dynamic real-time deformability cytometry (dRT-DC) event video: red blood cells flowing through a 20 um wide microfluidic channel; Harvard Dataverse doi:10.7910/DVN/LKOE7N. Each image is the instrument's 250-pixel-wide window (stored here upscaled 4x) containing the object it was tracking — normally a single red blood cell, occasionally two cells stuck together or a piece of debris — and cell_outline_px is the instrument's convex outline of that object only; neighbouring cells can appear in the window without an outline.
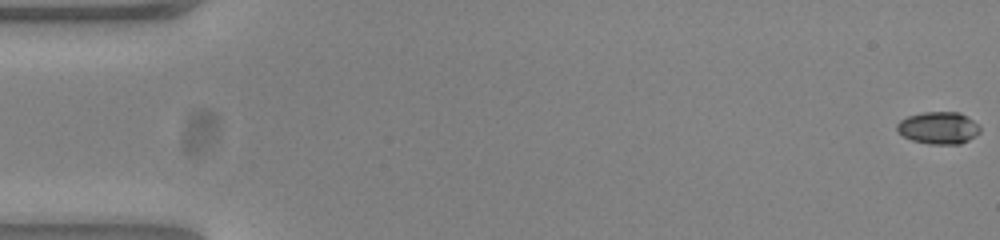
{"species": "common noctule bat (a hibernating species)", "species_latin": "Nyctalus noctula", "temperature_condition": "warm", "stored_images_in_passage": 54, "camera_frame_rate_fps": 3000, "um_per_image_px": 0.085, "animal": {"sex": "female", "body_mass_g": 23.0, "forearm_length_mm": 53.4}, "frame": {"image": 1, "passage_image": 1, "time_ms": 0.0, "image_size_px": [1000, 240], "cell_outline_px": [[980, 132], [976, 136], [960, 144], [928, 144], [912, 140], [896, 132], [896, 124], [900, 120], [908, 116], [924, 112], [960, 112], [972, 120], [980, 128]], "centroid_in_image_um": [79.75, 10.87], "position_along_channel_um": 5.3, "area_um2": 15.61}}
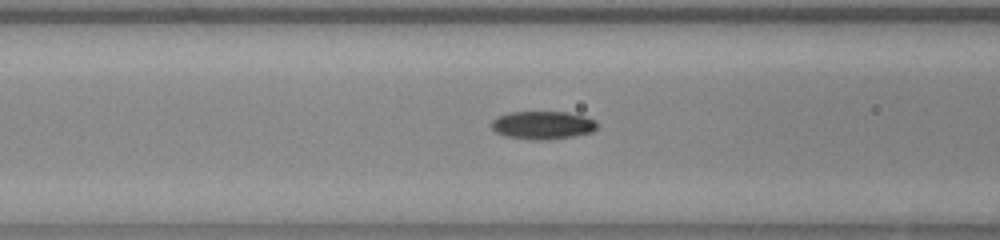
{"frame": {"image": 2, "passage_image": 22, "time_ms": 7.0, "image_size_px": [1000, 240], "cell_outline_px": [[596, 128], [592, 132], [572, 136], [548, 140], [532, 140], [508, 136], [496, 132], [492, 128], [492, 120], [496, 116], [508, 112], [568, 112], [584, 116], [596, 120]], "centroid_in_image_um": [46.12, 10.63], "position_along_channel_um": 120.5, "area_um2": 17.28}}
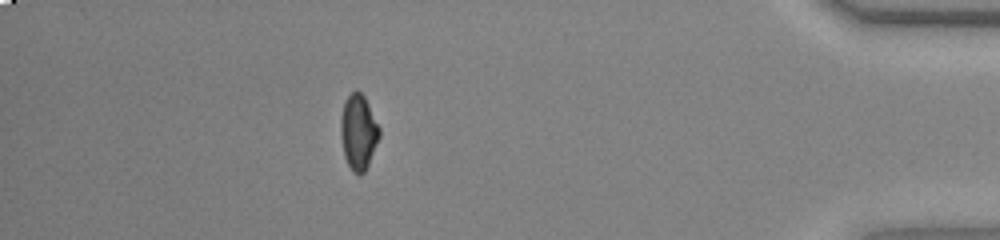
{"frame": {"image": 3, "passage_image": 48, "time_ms": 15.667, "image_size_px": [1000, 240], "cell_outline_px": [[380, 136], [368, 164], [364, 172], [360, 176], [352, 172], [344, 156], [340, 136], [340, 120], [344, 100], [356, 88], [364, 96], [380, 128]], "centroid_in_image_um": [30.45, 11.22], "position_along_channel_um": 404.8, "area_um2": 17.05}, "authors_computed_cell_mechanics": {"area_um2": 16.4441, "velocity_mm_per_s": 3.8645, "shape_relaxation_time_tau1_ms": 3.698, "shape_relaxation_time_tau2_ms": 5.5709, "deformation_change_tau1": 0.1518, "deformation_change_tau2": 0.0883}}